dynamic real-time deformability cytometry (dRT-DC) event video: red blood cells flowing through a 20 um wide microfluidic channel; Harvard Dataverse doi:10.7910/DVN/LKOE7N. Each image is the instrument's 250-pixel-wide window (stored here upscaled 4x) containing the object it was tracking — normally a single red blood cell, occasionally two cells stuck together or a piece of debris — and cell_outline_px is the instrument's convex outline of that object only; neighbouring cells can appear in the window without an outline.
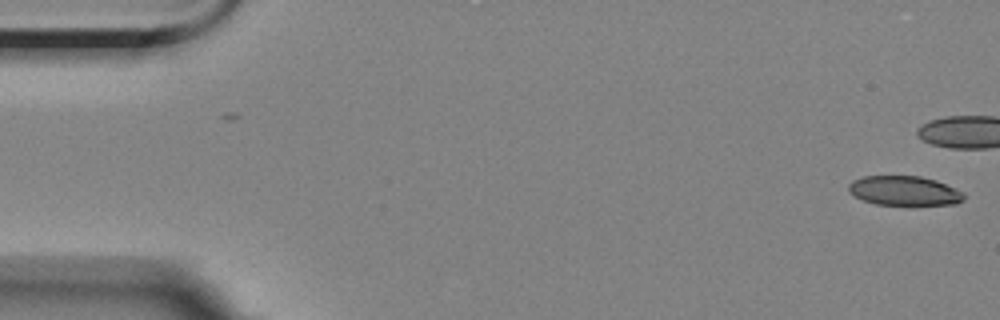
{"species": "Egyptian fruit bat (a non-hibernating species)", "species_latin": "Rousettus aegyptiacus", "temperature_condition": "room temperature", "stored_images_in_passage": 4, "camera_frame_rate_fps": 3000, "um_per_image_px": 0.085, "animal": {"sex": "female"}, "frame": {"image": 1, "passage_image": 1, "time_ms": 0.0, "image_size_px": [1000, 320], "cell_outline_px": [[964, 200], [956, 204], [912, 208], [908, 208], [876, 204], [864, 200], [848, 192], [848, 184], [852, 180], [864, 176], [920, 176], [936, 180], [956, 188], [964, 192]], "centroid_in_image_um": [76.92, 16.27], "position_along_channel_um": 8.1, "area_um2": 20.92}}